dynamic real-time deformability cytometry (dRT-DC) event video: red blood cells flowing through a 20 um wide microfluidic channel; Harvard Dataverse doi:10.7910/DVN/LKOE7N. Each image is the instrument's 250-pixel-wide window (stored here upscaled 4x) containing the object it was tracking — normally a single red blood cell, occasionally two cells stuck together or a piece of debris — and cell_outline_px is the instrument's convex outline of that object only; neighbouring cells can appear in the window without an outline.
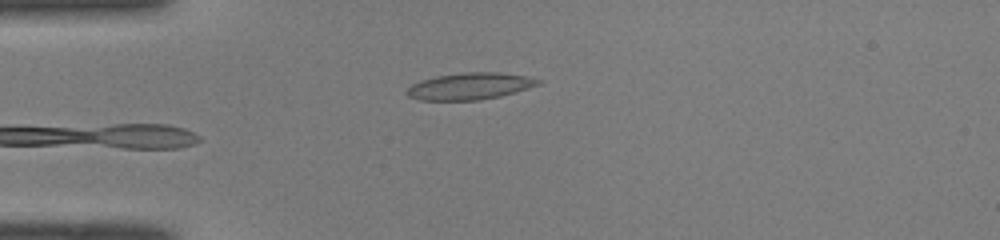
{"species": "common noctule bat (a hibernating species)", "species_latin": "Nyctalus noctula", "temperature_condition": "room temperature", "stored_images_in_passage": 41, "camera_frame_rate_fps": 3000, "um_per_image_px": 0.085, "animal": {"sex": "male", "body_mass_g": 19.0, "forearm_length_mm": 50.8}, "frame": {"image": 1, "passage_image": 4, "time_ms": 1.0, "image_size_px": [1000, 240], "cell_outline_px": [[544, 80], [540, 84], [516, 92], [500, 96], [480, 100], [420, 100], [408, 96], [404, 92], [412, 84], [420, 80], [436, 76], [464, 72], [500, 72], [524, 76]], "centroid_in_image_um": [39.93, 7.32], "position_along_channel_um": 45.1, "area_um2": 20.58}}
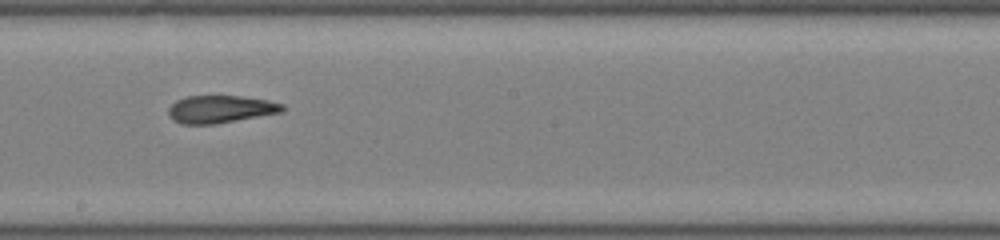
{"frame": {"image": 2, "passage_image": 19, "time_ms": 6.0, "image_size_px": [1000, 240], "cell_outline_px": [[288, 108], [284, 112], [216, 124], [180, 124], [172, 120], [168, 116], [168, 108], [176, 100], [188, 96], [244, 96], [268, 100], [284, 104]], "centroid_in_image_um": [18.78, 9.28], "position_along_channel_um": 229.4, "area_um2": 18.67}}
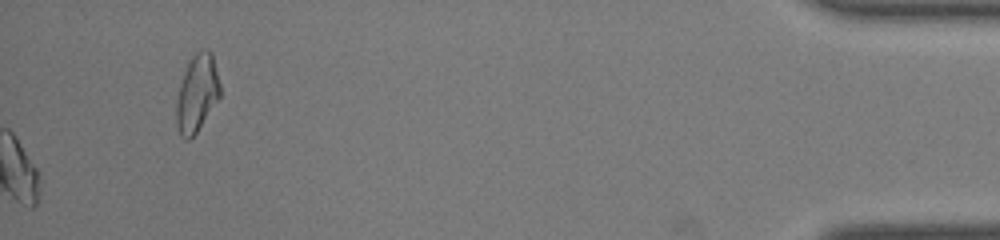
{"frame": {"image": 3, "passage_image": 38, "time_ms": 12.333, "image_size_px": [1000, 240], "cell_outline_px": [[220, 96], [196, 132], [188, 140], [180, 136], [176, 124], [176, 104], [180, 84], [184, 72], [192, 56], [200, 48], [208, 48], [212, 52], [220, 84]], "centroid_in_image_um": [16.74, 7.89], "position_along_channel_um": 418.5, "area_um2": 19.54}, "authors_computed_cell_mechanics": {"area_um2": 19.1896, "velocity_mm_per_s": 4.0905, "shape_relaxation_time_tau1_ms": null, "shape_relaxation_time_tau2_ms": 3.3658, "deformation_change_tau1": null, "deformation_change_tau2": 0.1161}}